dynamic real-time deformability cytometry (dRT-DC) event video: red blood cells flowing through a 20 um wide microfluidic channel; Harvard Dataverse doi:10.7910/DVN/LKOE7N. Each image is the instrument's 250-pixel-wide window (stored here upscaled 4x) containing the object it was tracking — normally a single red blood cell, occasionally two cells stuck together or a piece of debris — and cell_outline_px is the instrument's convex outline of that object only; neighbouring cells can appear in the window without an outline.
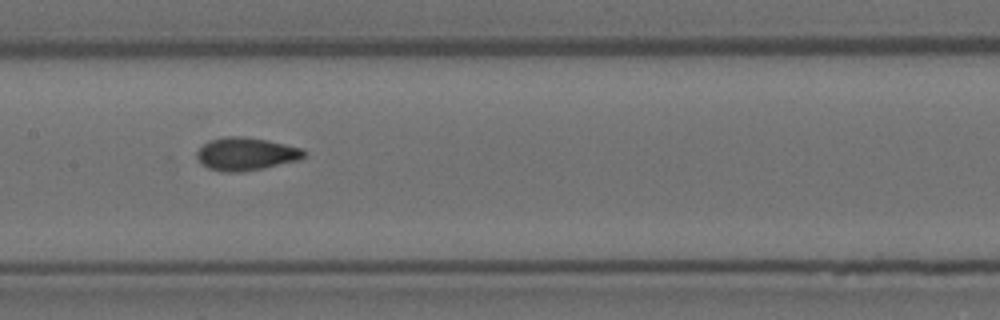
{"species": "Egyptian fruit bat (a non-hibernating species)", "species_latin": "Rousettus aegyptiacus", "temperature_condition": "room temperature", "stored_images_in_passage": 8, "camera_frame_rate_fps": 3000, "um_per_image_px": 0.085, "animal": {"sex": "female"}, "frame": {"image": 1, "passage_image": 8, "time_ms": 2.333, "image_size_px": [1000, 320], "cell_outline_px": [[308, 152], [300, 160], [264, 168], [244, 172], [220, 172], [208, 168], [196, 156], [196, 152], [208, 140], [224, 136], [244, 136], [268, 140], [300, 148]], "centroid_in_image_um": [20.91, 13.08], "position_along_channel_um": 186.5, "area_um2": 20.69}}